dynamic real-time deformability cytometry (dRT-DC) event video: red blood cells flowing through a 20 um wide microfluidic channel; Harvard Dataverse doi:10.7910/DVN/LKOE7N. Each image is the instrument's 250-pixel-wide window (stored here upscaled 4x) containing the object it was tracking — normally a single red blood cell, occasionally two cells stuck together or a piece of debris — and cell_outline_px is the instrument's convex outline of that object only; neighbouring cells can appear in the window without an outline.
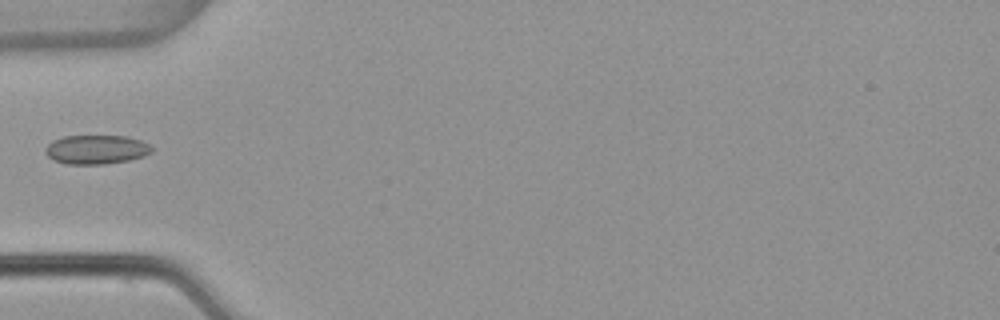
{"species": "common noctule bat (a hibernating species)", "species_latin": "Nyctalus noctula", "temperature_condition": "warm", "stored_images_in_passage": 5, "camera_frame_rate_fps": 3000, "um_per_image_px": 0.085, "animal": {"sex": "female", "body_mass_g": 22.7, "forearm_length_mm": 54.2}, "frame": {"image": 1, "passage_image": 5, "time_ms": 1.333, "image_size_px": [1000, 320], "cell_outline_px": [[152, 152], [144, 156], [128, 160], [104, 164], [68, 164], [52, 160], [44, 152], [44, 148], [52, 140], [64, 136], [128, 136], [140, 140], [148, 144], [152, 148]], "centroid_in_image_um": [8.15, 12.71], "position_along_channel_um": 76.8, "area_um2": 18.09}}